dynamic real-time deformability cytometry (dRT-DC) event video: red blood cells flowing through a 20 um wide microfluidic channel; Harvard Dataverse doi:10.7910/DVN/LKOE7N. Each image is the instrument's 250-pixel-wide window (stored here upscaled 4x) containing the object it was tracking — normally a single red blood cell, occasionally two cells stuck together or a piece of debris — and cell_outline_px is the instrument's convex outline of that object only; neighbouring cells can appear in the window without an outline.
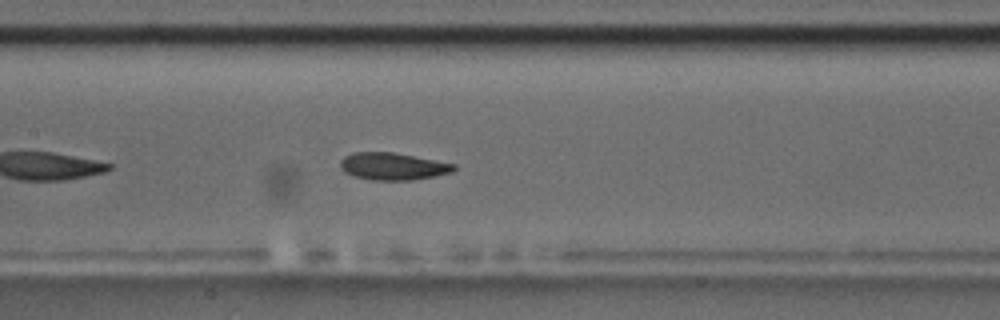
{"species": "common noctule bat (a hibernating species)", "species_latin": "Nyctalus noctula", "temperature_condition": "room temperature", "stored_images_in_passage": 42, "camera_frame_rate_fps": 3000, "um_per_image_px": 0.085, "animal": {"sex": "male", "body_mass_g": 17.5, "forearm_length_mm": 52.3}, "frame": {"image": 1, "passage_image": 13, "time_ms": 4.0, "image_size_px": [1000, 320], "cell_outline_px": [[456, 168], [452, 172], [412, 180], [372, 180], [356, 176], [344, 172], [340, 168], [340, 160], [344, 156], [352, 152], [392, 152], [456, 164]], "centroid_in_image_um": [33.36, 14.13], "position_along_channel_um": 174.0, "area_um2": 17.92}, "authors_computed_cell_mechanics": {"area_um2": 18.3804, "velocity_mm_per_s": 3.624, "shape_relaxation_time_tau1_ms": 4.4656, "shape_relaxation_time_tau2_ms": 8.8284, "deformation_change_tau1": 0.1451, "deformation_change_tau2": 0.1089}}